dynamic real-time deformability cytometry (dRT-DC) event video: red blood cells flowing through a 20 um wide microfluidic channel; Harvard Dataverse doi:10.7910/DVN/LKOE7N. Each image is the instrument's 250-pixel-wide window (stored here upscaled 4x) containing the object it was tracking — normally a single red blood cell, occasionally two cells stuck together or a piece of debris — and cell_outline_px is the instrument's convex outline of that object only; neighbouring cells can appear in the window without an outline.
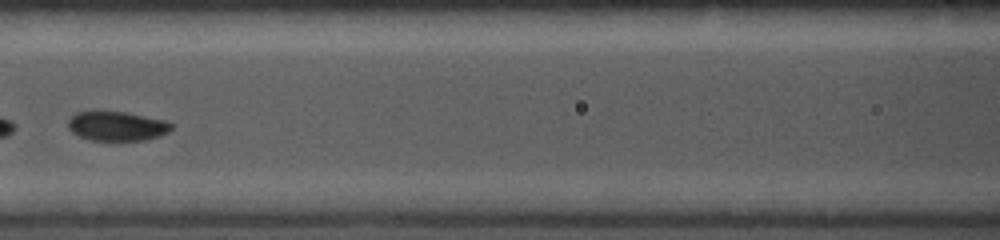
{"species": "common noctule bat (a hibernating species)", "species_latin": "Nyctalus noctula", "temperature_condition": "cold", "stored_images_in_passage": 4, "camera_frame_rate_fps": 5000, "um_per_image_px": 0.085, "animal": {"sex": "female", "body_mass_g": 19.0, "forearm_length_mm": 56.7}, "frame": {"image": 1, "passage_image": 4, "time_ms": 0.6, "image_size_px": [1000, 240], "cell_outline_px": [[172, 128], [168, 132], [160, 136], [144, 140], [92, 140], [80, 136], [72, 132], [68, 128], [68, 120], [76, 112], [92, 108], [96, 108], [124, 112], [164, 120], [172, 124]], "centroid_in_image_um": [9.87, 10.67], "position_along_channel_um": 156.7, "area_um2": 18.15}}